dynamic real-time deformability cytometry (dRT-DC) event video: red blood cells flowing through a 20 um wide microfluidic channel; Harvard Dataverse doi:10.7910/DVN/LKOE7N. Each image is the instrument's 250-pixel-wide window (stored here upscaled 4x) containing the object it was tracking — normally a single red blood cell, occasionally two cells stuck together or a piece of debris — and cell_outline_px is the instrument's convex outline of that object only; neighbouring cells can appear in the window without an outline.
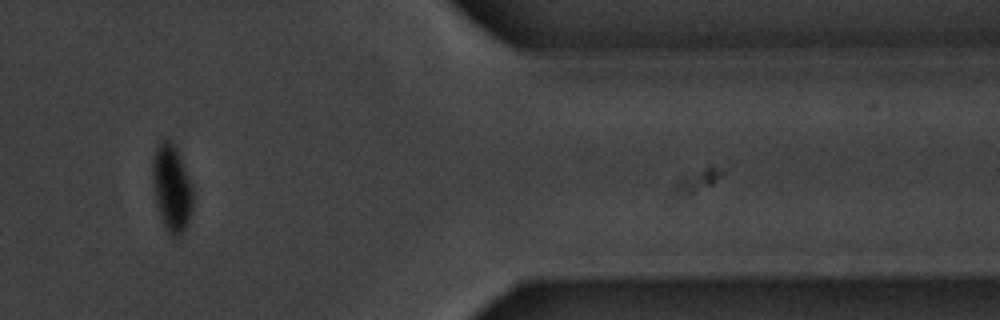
{"species": "common noctule bat (a hibernating species)", "species_latin": "Nyctalus noctula", "temperature_condition": "warm", "stored_images_in_passage": 13, "camera_frame_rate_fps": 3000, "um_per_image_px": 0.085, "animal": {"sex": "male", "body_mass_g": 20.1, "forearm_length_mm": 53.5}, "frame": {"image": 1, "passage_image": 10, "time_ms": 11.333, "image_size_px": [1000, 320], "cell_outline_px": [[192, 212], [188, 224], [176, 240], [168, 236], [164, 228], [156, 204], [152, 180], [152, 160], [156, 144], [164, 136], [168, 136], [176, 144], [180, 152], [192, 188]], "centroid_in_image_um": [14.58, 15.94], "position_along_channel_um": 396.8, "area_um2": 21.39}, "authors_computed_cell_mechanics": {"area_um2": 22.4842, "velocity_mm_per_s": 3.447, "shape_relaxation_time_tau1_ms": 4.716, "shape_relaxation_time_tau2_ms": null, "deformation_change_tau1": 0.105, "deformation_change_tau2": null}}